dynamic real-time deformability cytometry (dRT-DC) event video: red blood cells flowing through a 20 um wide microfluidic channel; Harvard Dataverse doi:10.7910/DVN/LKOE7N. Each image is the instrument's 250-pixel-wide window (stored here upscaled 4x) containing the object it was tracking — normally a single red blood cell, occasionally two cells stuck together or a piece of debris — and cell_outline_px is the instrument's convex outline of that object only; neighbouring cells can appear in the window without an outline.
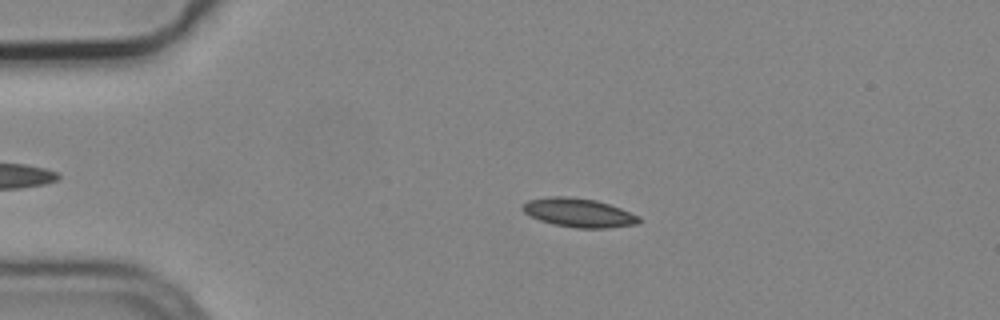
{"species": "common noctule bat (a hibernating species)", "species_latin": "Nyctalus noctula", "temperature_condition": "cold", "stored_images_in_passage": 3, "camera_frame_rate_fps": 3000, "um_per_image_px": 0.085, "animal": {"sex": "male", "body_mass_g": 19.2, "forearm_length_mm": 51.8}, "frame": {"image": 1, "passage_image": 2, "time_ms": 0.333, "image_size_px": [1000, 320], "cell_outline_px": [[640, 224], [608, 228], [576, 228], [552, 224], [540, 220], [524, 212], [520, 208], [528, 200], [548, 196], [564, 196], [596, 200], [620, 208], [640, 216]], "centroid_in_image_um": [49.2, 18.08], "position_along_channel_um": 35.8, "area_um2": 19.59}}